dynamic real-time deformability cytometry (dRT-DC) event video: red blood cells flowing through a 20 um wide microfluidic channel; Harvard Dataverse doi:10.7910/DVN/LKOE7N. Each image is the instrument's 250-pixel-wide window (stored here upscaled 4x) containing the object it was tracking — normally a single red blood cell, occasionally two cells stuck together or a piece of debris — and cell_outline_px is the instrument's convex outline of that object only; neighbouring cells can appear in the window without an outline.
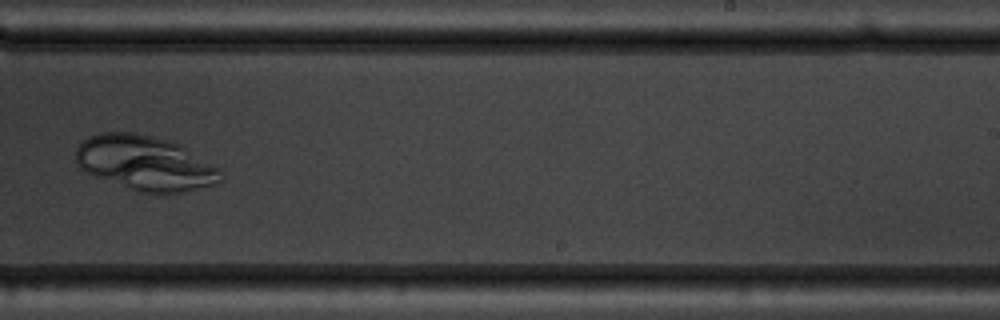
{"species": "common noctule bat (a hibernating species)", "species_latin": "Nyctalus noctula", "temperature_condition": "warm", "stored_images_in_passage": 10, "camera_frame_rate_fps": 3000, "um_per_image_px": 0.085, "animal": {"sex": "male", "body_mass_g": 19.5, "forearm_length_mm": 54.6}, "frame": {"image": 1, "passage_image": 10, "time_ms": 11.0, "image_size_px": [1000, 320], "cell_outline_px": [[224, 176], [220, 180], [212, 184], [184, 192], [160, 196], [140, 192], [92, 176], [80, 168], [76, 164], [76, 148], [80, 140], [96, 132], [132, 132], [172, 140], [180, 144], [220, 168]], "centroid_in_image_um": [12.31, 13.87], "position_along_channel_um": 276.7, "area_um2": 47.11}}